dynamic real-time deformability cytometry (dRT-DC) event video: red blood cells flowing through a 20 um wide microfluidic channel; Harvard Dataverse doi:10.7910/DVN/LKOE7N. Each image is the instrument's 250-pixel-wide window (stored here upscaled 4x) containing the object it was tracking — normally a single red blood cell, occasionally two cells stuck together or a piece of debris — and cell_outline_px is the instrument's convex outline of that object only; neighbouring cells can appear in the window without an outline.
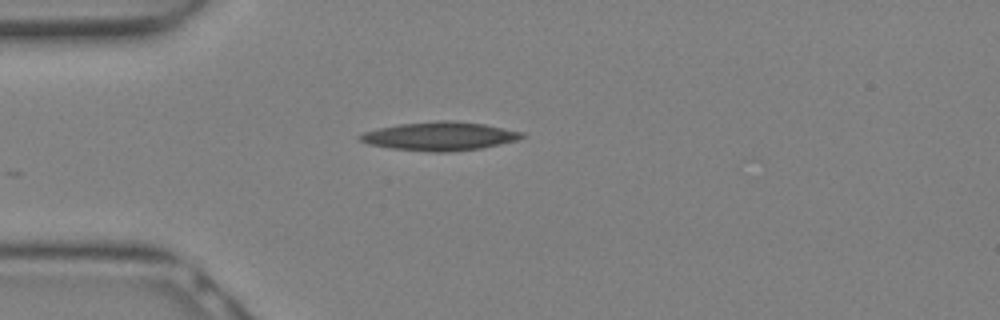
{"species": "Egyptian fruit bat (a non-hibernating species)", "species_latin": "Rousettus aegyptiacus", "temperature_condition": "warm", "stored_images_in_passage": 19, "camera_frame_rate_fps": 3000, "um_per_image_px": 0.085, "animal": {"sex": "female"}, "frame": {"image": 1, "passage_image": 6, "time_ms": 1.667, "image_size_px": [1000, 320], "cell_outline_px": [[528, 136], [516, 140], [500, 144], [480, 148], [452, 152], [432, 152], [392, 148], [368, 144], [360, 140], [356, 136], [364, 132], [380, 128], [400, 124], [436, 120], [456, 120], [484, 124], [524, 132]], "centroid_in_image_um": [37.41, 11.57], "position_along_channel_um": 47.6, "area_um2": 27.05}}
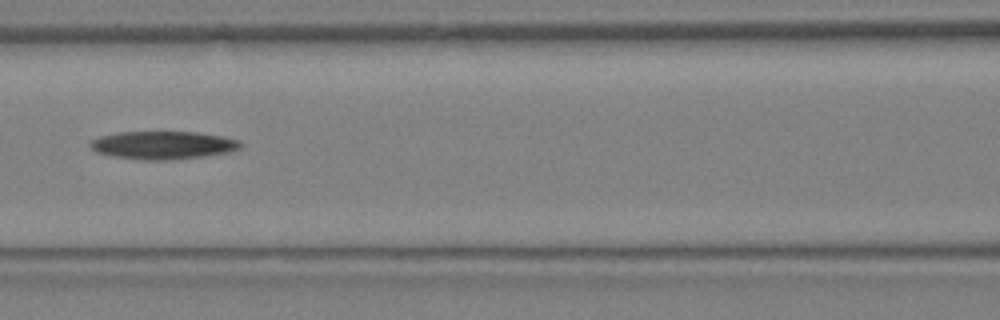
{"frame": {"image": 2, "passage_image": 11, "time_ms": 3.333, "image_size_px": [1000, 320], "cell_outline_px": [[244, 144], [240, 148], [228, 152], [204, 156], [172, 160], [144, 160], [112, 156], [96, 152], [88, 148], [88, 144], [92, 140], [100, 136], [116, 132], [196, 132], [224, 136], [240, 140]], "centroid_in_image_um": [13.85, 12.34], "position_along_channel_um": 152.8, "area_um2": 24.8}}
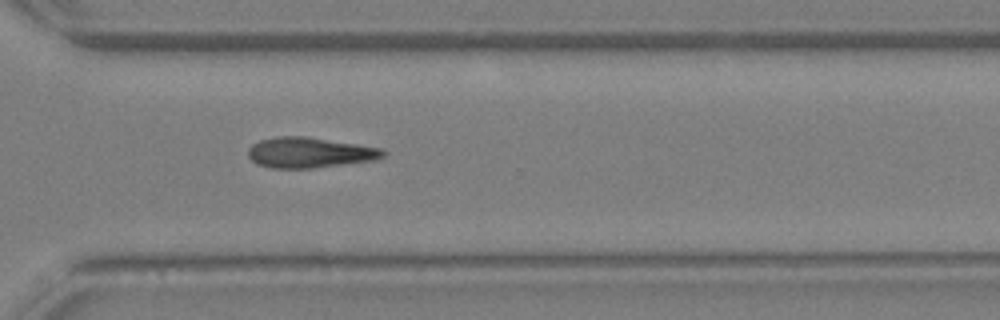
{"frame": {"image": 3, "passage_image": 19, "time_ms": 6.0, "image_size_px": [1000, 320], "cell_outline_px": [[388, 152], [384, 156], [376, 160], [312, 168], [272, 168], [256, 164], [248, 156], [248, 148], [252, 144], [260, 140], [276, 136], [308, 136], [384, 148]], "centroid_in_image_um": [26.35, 12.96], "position_along_channel_um": 344.3, "area_um2": 24.28}}